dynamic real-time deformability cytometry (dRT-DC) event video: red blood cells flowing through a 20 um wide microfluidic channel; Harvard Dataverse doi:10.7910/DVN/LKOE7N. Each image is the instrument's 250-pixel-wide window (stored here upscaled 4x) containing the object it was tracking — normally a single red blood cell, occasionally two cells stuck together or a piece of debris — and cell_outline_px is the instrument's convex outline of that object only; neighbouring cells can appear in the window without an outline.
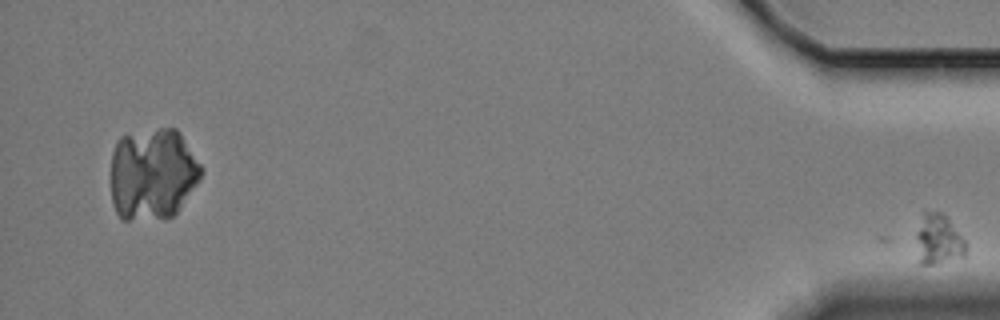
{"species": "Egyptian fruit bat (a non-hibernating species)", "species_latin": "Rousettus aegyptiacus", "temperature_condition": "cold", "stored_images_in_passage": 44, "camera_frame_rate_fps": 3000, "um_per_image_px": 0.085, "animal": {"sex": "female"}, "frame": {"image": 1, "passage_image": 44, "time_ms": 14.333, "image_size_px": [1000, 320], "cell_outline_px": [[968, 252], [964, 256], [932, 264], [920, 264], [916, 236], [924, 208], [944, 212], [948, 216], [968, 244]], "centroid_in_image_um": [79.81, 20.28], "position_along_channel_um": 355.4, "area_um2": 14.97}}